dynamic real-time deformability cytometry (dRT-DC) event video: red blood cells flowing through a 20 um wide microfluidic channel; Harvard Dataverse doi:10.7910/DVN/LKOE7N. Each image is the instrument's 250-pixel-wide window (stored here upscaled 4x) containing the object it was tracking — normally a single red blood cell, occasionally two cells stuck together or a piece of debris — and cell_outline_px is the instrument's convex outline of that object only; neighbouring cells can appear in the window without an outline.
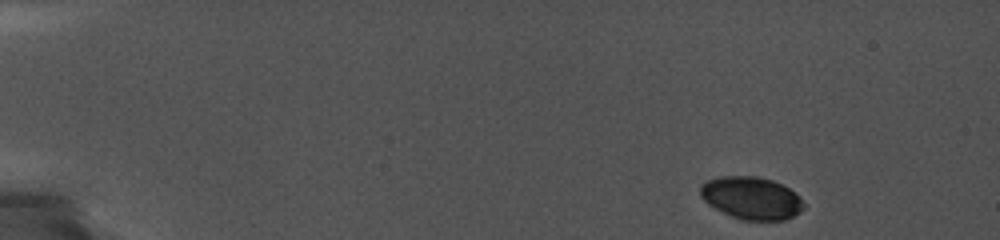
{"species": "common noctule bat (a hibernating species)", "species_latin": "Nyctalus noctula", "temperature_condition": "cold", "stored_images_in_passage": 8, "camera_frame_rate_fps": 5000, "um_per_image_px": 0.085, "animal": {"sex": "female", "body_mass_g": 19.0, "forearm_length_mm": 56.7}, "frame": {"image": 1, "passage_image": 1, "time_ms": 0.0, "image_size_px": [1000, 240], "cell_outline_px": [[804, 208], [800, 212], [784, 220], [740, 220], [708, 204], [700, 196], [700, 184], [708, 180], [720, 176], [756, 176], [772, 180], [788, 188], [800, 196], [804, 204]], "centroid_in_image_um": [63.86, 16.83], "position_along_channel_um": 21.1, "area_um2": 25.55}}
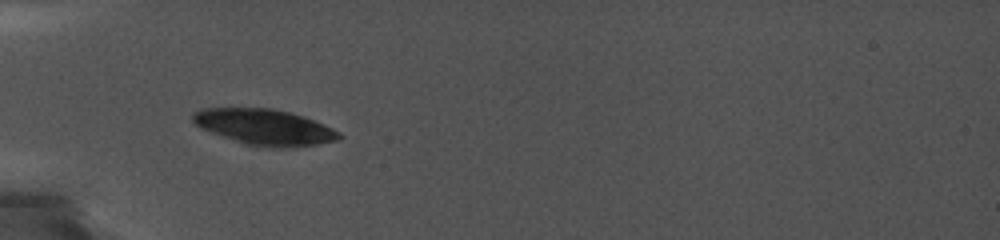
{"frame": {"image": 2, "passage_image": 8, "time_ms": 4.4, "image_size_px": [1000, 240], "cell_outline_px": [[344, 136], [340, 140], [316, 144], [284, 148], [268, 148], [244, 144], [200, 128], [192, 120], [192, 112], [204, 108], [272, 108], [304, 116], [324, 124], [340, 132]], "centroid_in_image_um": [22.5, 10.81], "position_along_channel_um": 62.5, "area_um2": 30.69}}